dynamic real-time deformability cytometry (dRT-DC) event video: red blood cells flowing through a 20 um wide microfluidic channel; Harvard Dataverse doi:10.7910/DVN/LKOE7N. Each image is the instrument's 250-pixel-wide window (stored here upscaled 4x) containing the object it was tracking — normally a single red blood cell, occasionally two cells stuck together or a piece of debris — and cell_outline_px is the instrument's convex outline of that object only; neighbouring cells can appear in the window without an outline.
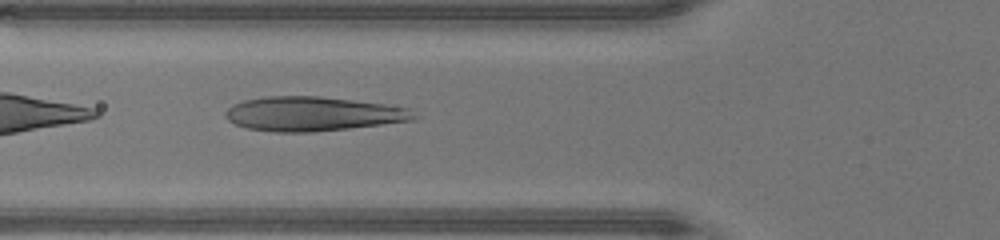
{"species": "human", "species_latin": "Homo sapiens", "temperature_condition": "warm", "stored_images_in_passage": 31, "camera_frame_rate_fps": 3000, "um_per_image_px": 0.085, "donor": {"sex": "male"}, "frame": {"image": 1, "passage_image": 3, "time_ms": 0.667, "image_size_px": [1000, 240], "cell_outline_px": [[420, 116], [416, 120], [348, 128], [312, 132], [276, 132], [248, 128], [236, 124], [228, 120], [224, 116], [224, 112], [232, 104], [244, 100], [264, 96], [320, 96], [384, 104], [408, 108]], "centroid_in_image_um": [26.59, 9.67], "position_along_channel_um": 99.2, "area_um2": 37.74}}
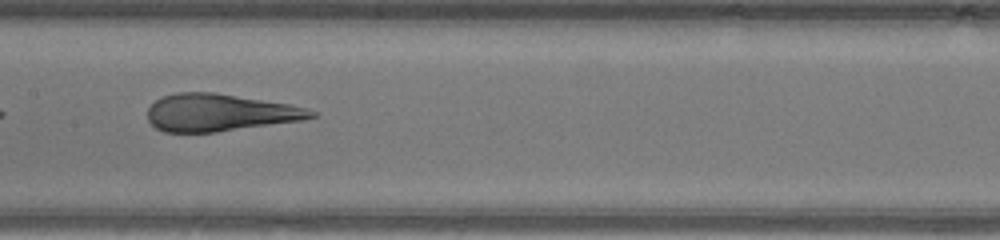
{"frame": {"image": 2, "passage_image": 9, "time_ms": 2.667, "image_size_px": [1000, 240], "cell_outline_px": [[320, 116], [304, 120], [216, 132], [164, 132], [156, 128], [148, 120], [148, 108], [156, 100], [164, 96], [176, 92], [216, 92], [288, 104], [308, 108], [320, 112]], "centroid_in_image_um": [18.73, 9.57], "position_along_channel_um": 188.7, "area_um2": 35.78}}
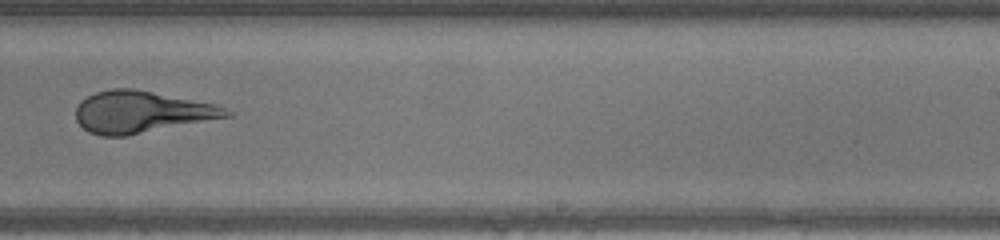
{"frame": {"image": 3, "passage_image": 15, "time_ms": 4.667, "image_size_px": [1000, 240], "cell_outline_px": [[232, 116], [124, 136], [100, 136], [88, 132], [76, 120], [76, 108], [80, 100], [96, 92], [112, 88], [136, 88], [216, 104], [232, 112]], "centroid_in_image_um": [12.0, 9.51], "position_along_channel_um": 277.0, "area_um2": 36.7}, "authors_computed_cell_mechanics": {"area_um2": 37.7434, "velocity_mm_per_s": 4.4186, "shape_relaxation_time_tau1_ms": 6.4859, "shape_relaxation_time_tau2_ms": 0.7296, "deformation_change_tau1": 0.2568, "deformation_change_tau2": 0.0838}}